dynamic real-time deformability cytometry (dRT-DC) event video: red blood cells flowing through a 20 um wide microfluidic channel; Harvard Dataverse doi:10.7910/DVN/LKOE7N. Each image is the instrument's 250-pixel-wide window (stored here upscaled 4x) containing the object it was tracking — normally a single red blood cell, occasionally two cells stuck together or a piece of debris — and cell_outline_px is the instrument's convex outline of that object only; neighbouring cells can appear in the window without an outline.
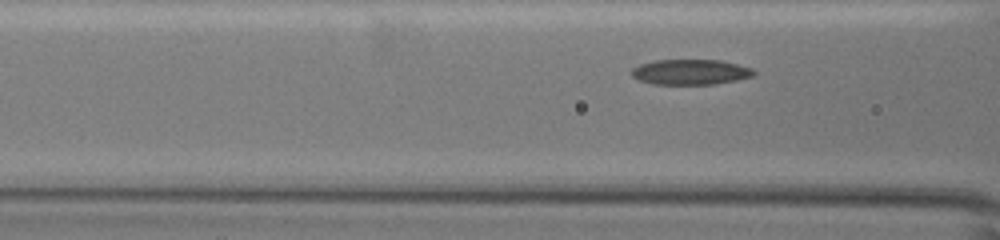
{"species": "common noctule bat (a hibernating species)", "species_latin": "Nyctalus noctula", "temperature_condition": "warm", "stored_images_in_passage": 8, "camera_frame_rate_fps": 3000, "um_per_image_px": 0.085, "animal": {"sex": "female", "body_mass_g": 19.5, "forearm_length_mm": 54.1}, "frame": {"image": 1, "passage_image": 5, "time_ms": 1.333, "image_size_px": [1000, 240], "cell_outline_px": [[756, 72], [752, 76], [736, 80], [712, 84], [652, 84], [640, 80], [632, 76], [632, 68], [640, 64], [656, 60], [720, 60], [752, 68]], "centroid_in_image_um": [58.68, 6.12], "position_along_channel_um": 107.9, "area_um2": 17.86}}